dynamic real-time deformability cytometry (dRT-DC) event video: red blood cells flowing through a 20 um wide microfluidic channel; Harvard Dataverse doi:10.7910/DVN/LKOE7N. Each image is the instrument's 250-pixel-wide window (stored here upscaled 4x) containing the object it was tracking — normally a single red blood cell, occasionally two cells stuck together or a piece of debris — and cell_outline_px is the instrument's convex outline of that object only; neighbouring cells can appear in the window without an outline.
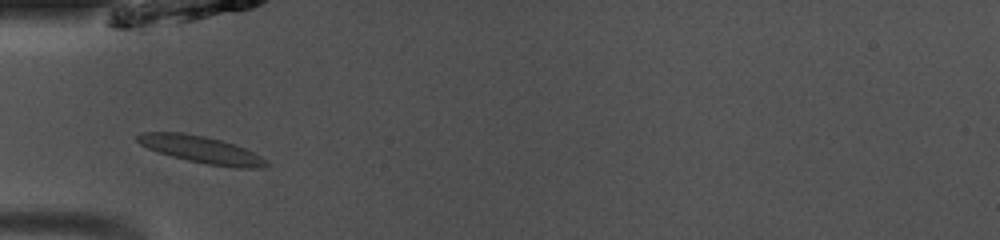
{"species": "common noctule bat (a hibernating species)", "species_latin": "Nyctalus noctula", "temperature_condition": "room temperature", "stored_images_in_passage": 38, "camera_frame_rate_fps": 3000, "um_per_image_px": 0.085, "animal": {"sex": "male", "body_mass_g": 13.0, "forearm_length_mm": 53.1}, "frame": {"image": 1, "passage_image": 5, "time_ms": 1.333, "image_size_px": [1000, 240], "cell_outline_px": [[268, 164], [264, 168], [236, 168], [208, 164], [188, 160], [172, 156], [148, 148], [140, 144], [136, 140], [136, 136], [144, 132], [184, 132], [204, 136], [220, 140], [244, 148], [260, 156]], "centroid_in_image_um": [17.09, 12.71], "position_along_channel_um": 67.9, "area_um2": 19.94}}
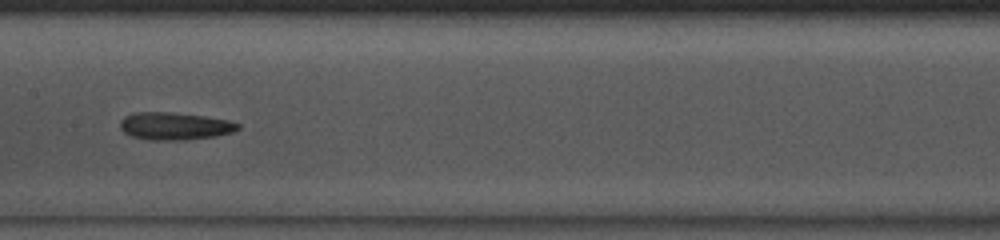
{"frame": {"image": 2, "passage_image": 14, "time_ms": 4.333, "image_size_px": [1000, 240], "cell_outline_px": [[240, 128], [232, 132], [216, 136], [184, 140], [148, 140], [132, 136], [124, 132], [120, 128], [120, 120], [124, 116], [136, 112], [168, 112], [204, 116], [228, 120], [240, 124]], "centroid_in_image_um": [14.83, 10.72], "position_along_channel_um": 192.6, "area_um2": 18.9}}
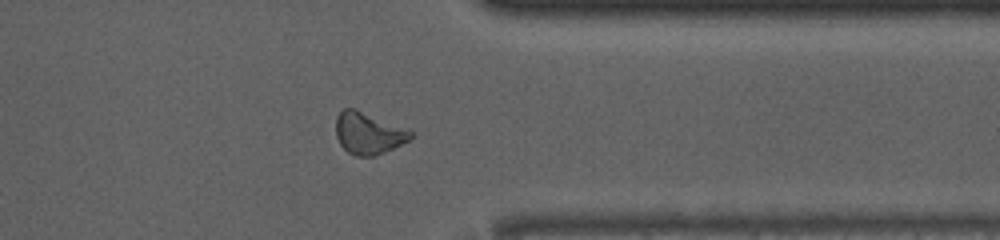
{"frame": {"image": 3, "passage_image": 28, "time_ms": 9.0, "image_size_px": [1000, 240], "cell_outline_px": [[412, 136], [408, 140], [376, 156], [356, 156], [348, 152], [340, 144], [336, 136], [336, 116], [344, 108], [352, 108], [412, 132]], "centroid_in_image_um": [31.24, 11.35], "position_along_channel_um": 380.2, "area_um2": 17.51}, "authors_computed_cell_mechanics": {"area_um2": 18.4382, "velocity_mm_per_s": 4.1034, "shape_relaxation_time_tau1_ms": 5.2633, "shape_relaxation_time_tau2_ms": null, "deformation_change_tau1": 0.1835, "deformation_change_tau2": null}}